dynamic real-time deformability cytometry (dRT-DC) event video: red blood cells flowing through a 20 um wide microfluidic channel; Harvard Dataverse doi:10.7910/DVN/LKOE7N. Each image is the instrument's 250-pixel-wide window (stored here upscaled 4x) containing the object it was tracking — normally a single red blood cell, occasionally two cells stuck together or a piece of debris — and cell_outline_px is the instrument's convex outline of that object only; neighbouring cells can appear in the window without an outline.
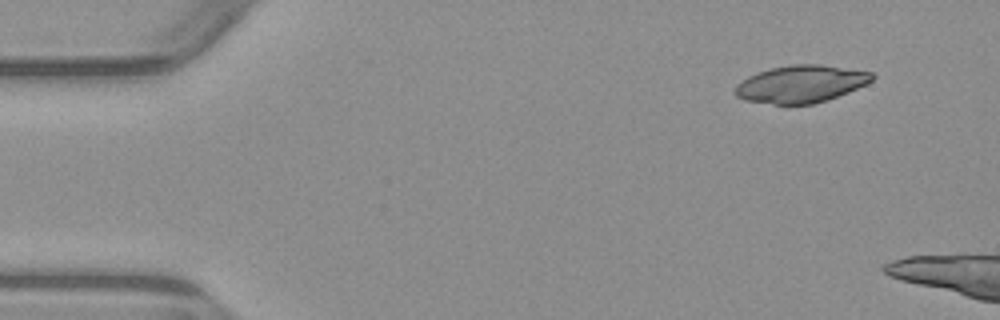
{"species": "common noctule bat (a hibernating species)", "species_latin": "Nyctalus noctula", "temperature_condition": "warm", "stored_images_in_passage": 2, "camera_frame_rate_fps": 3000, "um_per_image_px": 0.085, "animal": {"sex": "male", "body_mass_g": 23.1, "forearm_length_mm": 52.7}, "frame": {"image": 1, "passage_image": 1, "time_ms": 0.0, "image_size_px": [1000, 320], "cell_outline_px": [[876, 76], [872, 80], [848, 92], [828, 100], [812, 104], [776, 104], [744, 100], [736, 96], [732, 92], [736, 84], [748, 76], [756, 72], [768, 68], [792, 64], [820, 64], [872, 72]], "centroid_in_image_um": [68.03, 7.13], "position_along_channel_um": 17.0, "area_um2": 29.94}}